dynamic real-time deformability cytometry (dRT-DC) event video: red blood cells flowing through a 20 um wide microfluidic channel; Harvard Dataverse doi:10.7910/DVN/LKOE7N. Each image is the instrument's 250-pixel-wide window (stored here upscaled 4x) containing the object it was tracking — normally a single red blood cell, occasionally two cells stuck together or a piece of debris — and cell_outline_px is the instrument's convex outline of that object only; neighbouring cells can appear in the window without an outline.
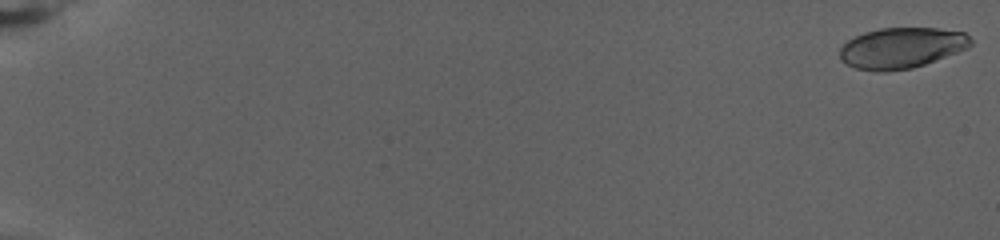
{"species": "human", "species_latin": "Homo sapiens", "temperature_condition": "warm", "stored_images_in_passage": 78, "camera_frame_rate_fps": 3000, "um_per_image_px": 0.085, "donor": {"sex": "female"}, "frame": {"image": 1, "passage_image": 1, "time_ms": 0.0, "image_size_px": [1000, 240], "cell_outline_px": [[972, 44], [968, 48], [924, 64], [912, 68], [884, 72], [880, 72], [856, 68], [840, 60], [840, 48], [848, 40], [864, 32], [880, 28], [936, 28], [964, 32], [972, 40]], "centroid_in_image_um": [76.62, 4.07], "position_along_channel_um": 8.4, "area_um2": 30.98}}
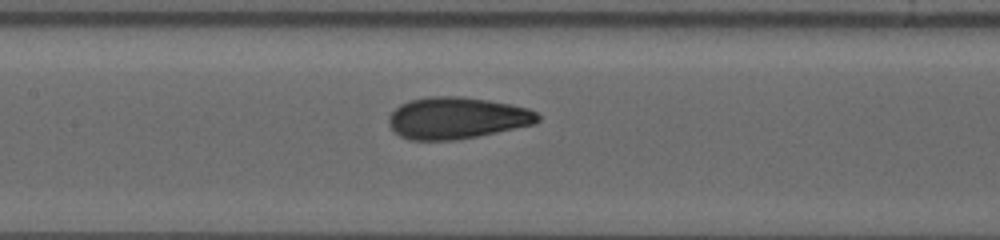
{"frame": {"image": 2, "passage_image": 41, "time_ms": 13.333, "image_size_px": [1000, 240], "cell_outline_px": [[540, 120], [536, 124], [456, 140], [408, 140], [400, 136], [388, 124], [388, 116], [400, 104], [408, 100], [428, 96], [464, 96], [488, 100], [528, 108], [536, 112], [540, 116]], "centroid_in_image_um": [38.82, 10.02], "position_along_channel_um": 168.6, "area_um2": 36.36}}
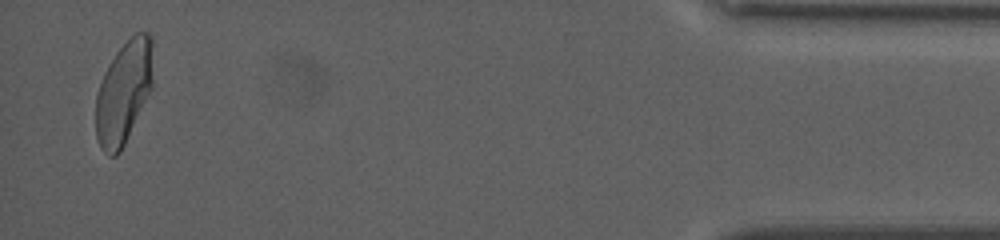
{"frame": {"image": 3, "passage_image": 76, "time_ms": 25.0, "image_size_px": [1000, 240], "cell_outline_px": [[152, 88], [120, 152], [116, 156], [108, 156], [100, 148], [96, 136], [96, 92], [104, 72], [116, 52], [136, 32], [148, 32], [152, 36]], "centroid_in_image_um": [10.5, 7.85], "position_along_channel_um": 424.7, "area_um2": 34.16}, "authors_computed_cell_mechanics": {"area_um2": 34.3043, "velocity_mm_per_s": 2.7827, "shape_relaxation_time_tau1_ms": 8.6788, "shape_relaxation_time_tau2_ms": 0.9565, "deformation_change_tau1": 0.2177, "deformation_change_tau2": 0.0701}}